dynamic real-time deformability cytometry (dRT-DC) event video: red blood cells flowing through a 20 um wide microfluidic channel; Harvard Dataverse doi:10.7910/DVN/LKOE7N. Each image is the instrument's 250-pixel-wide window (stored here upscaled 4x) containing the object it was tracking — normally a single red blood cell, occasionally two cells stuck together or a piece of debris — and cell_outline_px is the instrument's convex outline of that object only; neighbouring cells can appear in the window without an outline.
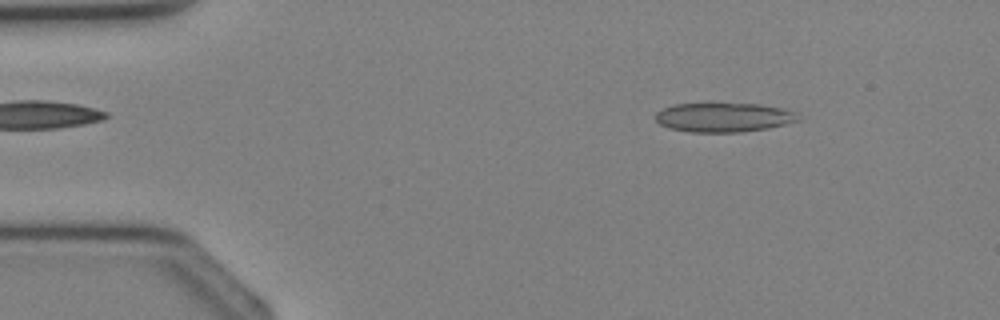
{"species": "Egyptian fruit bat (a non-hibernating species)", "species_latin": "Rousettus aegyptiacus", "temperature_condition": "cold", "stored_images_in_passage": 34, "camera_frame_rate_fps": 3000, "um_per_image_px": 0.085, "animal": {"sex": "female"}, "frame": {"image": 1, "passage_image": 4, "time_ms": 1.0, "image_size_px": [1000, 320], "cell_outline_px": [[800, 120], [768, 128], [740, 132], [692, 132], [668, 128], [660, 124], [656, 120], [656, 112], [672, 104], [712, 100], [760, 104], [780, 108], [792, 112]], "centroid_in_image_um": [61.42, 9.92], "position_along_channel_um": 23.6, "area_um2": 25.2}}
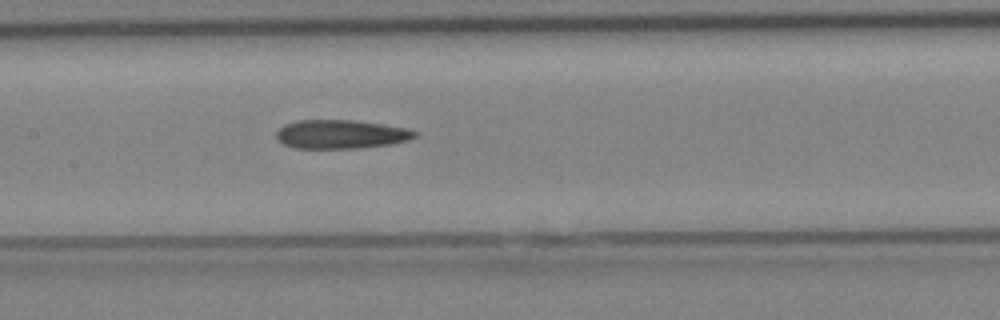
{"frame": {"image": 2, "passage_image": 16, "time_ms": 5.0, "image_size_px": [1000, 320], "cell_outline_px": [[420, 136], [408, 140], [392, 144], [356, 148], [296, 148], [284, 144], [276, 140], [276, 132], [284, 124], [296, 120], [352, 120], [384, 124], [408, 128], [420, 132]], "centroid_in_image_um": [29.02, 11.4], "position_along_channel_um": 178.4, "area_um2": 23.52}}
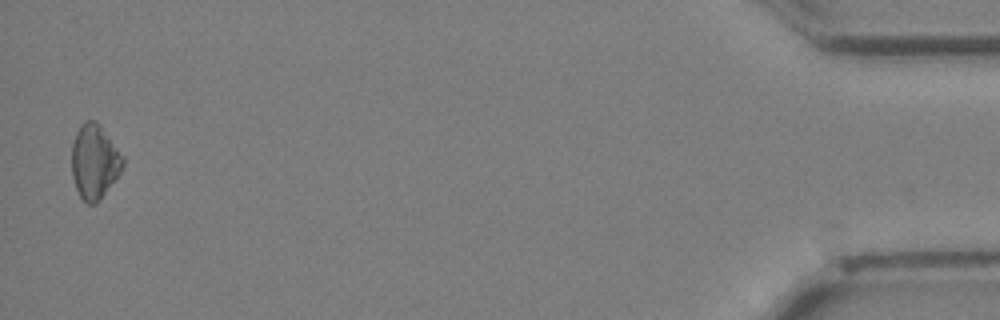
{"frame": {"image": 3, "passage_image": 34, "time_ms": 11.0, "image_size_px": [1000, 320], "cell_outline_px": [[124, 164], [120, 172], [96, 204], [88, 204], [80, 196], [76, 188], [72, 176], [72, 144], [76, 132], [80, 124], [84, 120], [96, 120], [100, 124], [124, 156]], "centroid_in_image_um": [8.03, 13.7], "position_along_channel_um": 427.2, "area_um2": 22.2}}